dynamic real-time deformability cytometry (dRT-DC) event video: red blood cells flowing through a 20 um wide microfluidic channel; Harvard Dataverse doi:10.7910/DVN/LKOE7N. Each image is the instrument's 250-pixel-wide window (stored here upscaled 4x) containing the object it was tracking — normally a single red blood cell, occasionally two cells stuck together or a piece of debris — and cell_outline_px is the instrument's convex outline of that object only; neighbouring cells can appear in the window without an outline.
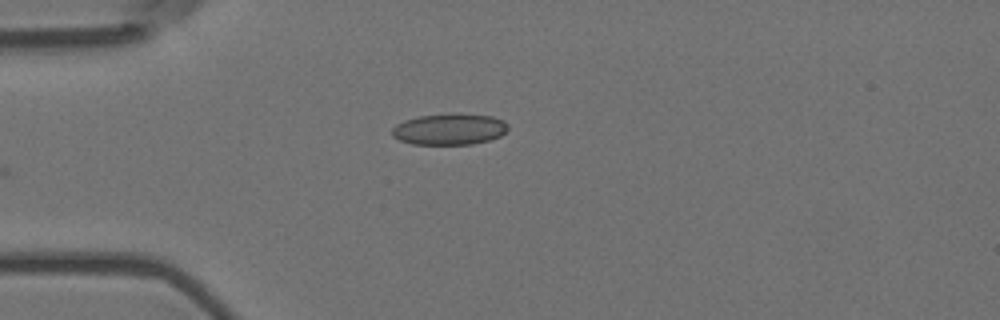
{"species": "Egyptian fruit bat (a non-hibernating species)", "species_latin": "Rousettus aegyptiacus", "temperature_condition": "room temperature", "stored_images_in_passage": 3, "camera_frame_rate_fps": 3000, "um_per_image_px": 0.085, "animal": {"sex": "female"}, "frame": {"image": 1, "passage_image": 3, "time_ms": 0.667, "image_size_px": [1000, 320], "cell_outline_px": [[508, 128], [500, 136], [488, 140], [472, 144], [412, 144], [400, 140], [392, 136], [392, 128], [396, 124], [404, 120], [420, 116], [492, 116], [504, 120], [508, 124]], "centroid_in_image_um": [38.18, 11.02], "position_along_channel_um": 46.8, "area_um2": 20.29}}